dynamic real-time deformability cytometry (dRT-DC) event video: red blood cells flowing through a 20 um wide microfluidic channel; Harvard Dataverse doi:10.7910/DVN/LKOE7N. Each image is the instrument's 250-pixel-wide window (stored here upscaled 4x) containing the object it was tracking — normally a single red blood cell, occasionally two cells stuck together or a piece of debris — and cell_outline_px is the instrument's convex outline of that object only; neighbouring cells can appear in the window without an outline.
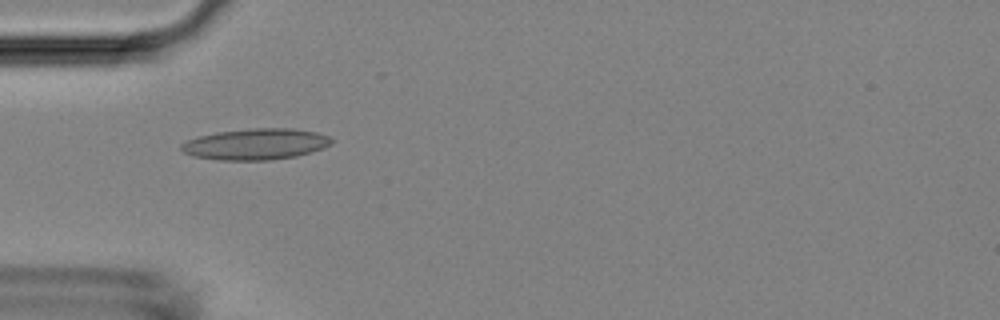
{"species": "Egyptian fruit bat (a non-hibernating species)", "species_latin": "Rousettus aegyptiacus", "temperature_condition": "room temperature", "stored_images_in_passage": 7, "camera_frame_rate_fps": 3000, "um_per_image_px": 0.085, "animal": {"sex": "female"}, "frame": {"image": 1, "passage_image": 4, "time_ms": 3.667, "image_size_px": [1000, 320], "cell_outline_px": [[336, 140], [332, 144], [324, 148], [296, 156], [272, 160], [216, 160], [192, 156], [184, 152], [180, 148], [180, 144], [188, 140], [200, 136], [216, 132], [248, 128], [292, 128], [316, 132], [328, 136]], "centroid_in_image_um": [21.76, 12.25], "position_along_channel_um": 63.2, "area_um2": 27.51}}
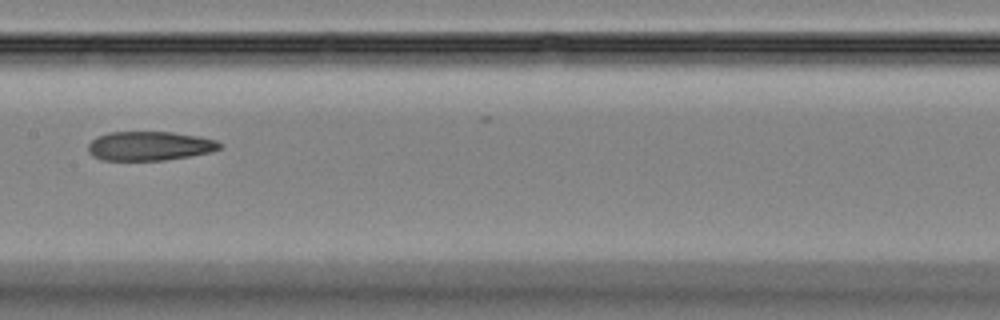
{"frame": {"image": 2, "passage_image": 7, "time_ms": 7.0, "image_size_px": [1000, 320], "cell_outline_px": [[220, 148], [212, 152], [164, 160], [100, 160], [92, 156], [88, 152], [88, 144], [96, 136], [108, 132], [172, 132], [196, 136], [216, 140], [220, 144]], "centroid_in_image_um": [12.65, 12.41], "position_along_channel_um": 194.7, "area_um2": 22.31}}